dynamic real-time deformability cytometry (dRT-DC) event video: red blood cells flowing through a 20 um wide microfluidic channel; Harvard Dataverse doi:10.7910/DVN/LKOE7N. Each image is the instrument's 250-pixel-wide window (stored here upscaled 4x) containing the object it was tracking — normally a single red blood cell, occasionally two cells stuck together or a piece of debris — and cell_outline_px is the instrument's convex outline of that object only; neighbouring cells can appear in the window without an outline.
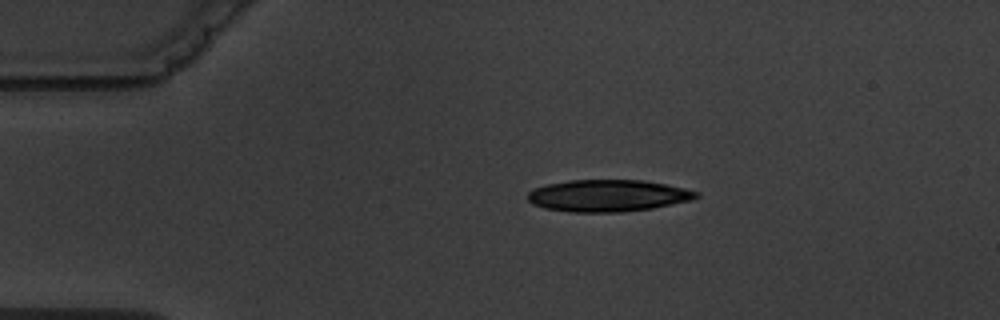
{"species": "common noctule bat (a hibernating species)", "species_latin": "Nyctalus noctula", "temperature_condition": "warm", "stored_images_in_passage": 3, "camera_frame_rate_fps": 3000, "um_per_image_px": 0.085, "animal": {"sex": "male", "body_mass_g": 19.5, "forearm_length_mm": 54.6}, "frame": {"image": 1, "passage_image": 1, "time_ms": 0.0, "image_size_px": [1000, 320], "cell_outline_px": [[700, 196], [692, 200], [652, 208], [620, 212], [572, 212], [544, 208], [532, 204], [528, 200], [528, 192], [532, 188], [548, 184], [572, 180], [644, 180], [684, 188], [700, 192]], "centroid_in_image_um": [51.67, 16.63], "position_along_channel_um": 33.3, "area_um2": 31.33}}